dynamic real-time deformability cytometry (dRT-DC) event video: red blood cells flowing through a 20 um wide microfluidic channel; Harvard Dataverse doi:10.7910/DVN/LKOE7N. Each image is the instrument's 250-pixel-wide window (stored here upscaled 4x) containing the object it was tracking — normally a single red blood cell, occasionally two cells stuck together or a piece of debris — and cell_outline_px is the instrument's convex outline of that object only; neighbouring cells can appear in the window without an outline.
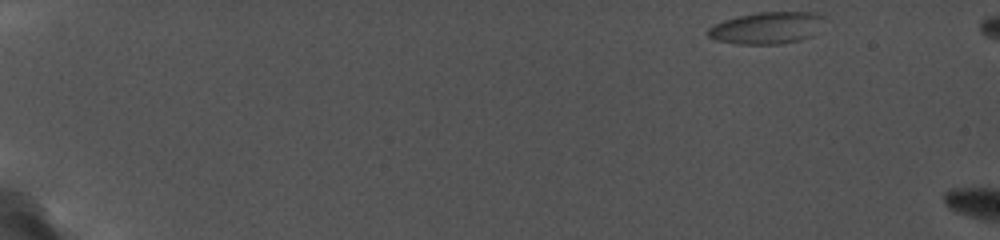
{"species": "common noctule bat (a hibernating species)", "species_latin": "Nyctalus noctula", "temperature_condition": "cold", "stored_images_in_passage": 6, "camera_frame_rate_fps": 5000, "um_per_image_px": 0.085, "animal": {"sex": "female", "body_mass_g": 19.0, "forearm_length_mm": 56.7}, "frame": {"image": 1, "passage_image": 1, "time_ms": 0.0, "image_size_px": [1000, 240], "cell_outline_px": [[824, 16], [812, 36], [800, 40], [780, 44], [740, 44], [716, 40], [708, 36], [708, 28], [724, 20], [756, 12], [816, 12]], "centroid_in_image_um": [65.17, 2.37], "position_along_channel_um": 19.8, "area_um2": 21.33}}